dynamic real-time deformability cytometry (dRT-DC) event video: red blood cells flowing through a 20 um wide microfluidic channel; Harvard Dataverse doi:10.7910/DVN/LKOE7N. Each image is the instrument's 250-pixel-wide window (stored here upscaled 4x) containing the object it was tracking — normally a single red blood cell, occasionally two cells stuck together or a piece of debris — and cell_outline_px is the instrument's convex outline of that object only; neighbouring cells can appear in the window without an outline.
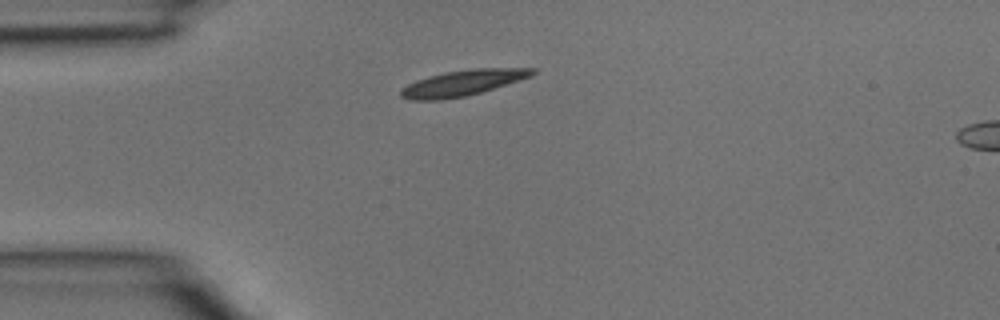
{"species": "common noctule bat (a hibernating species)", "species_latin": "Nyctalus noctula", "temperature_condition": "room temperature", "stored_images_in_passage": 2, "camera_frame_rate_fps": 3000, "um_per_image_px": 0.085, "animal": {"sex": "male", "body_mass_g": 15.6}, "frame": {"image": 1, "passage_image": 1, "time_ms": 0.0, "image_size_px": [1000, 320], "cell_outline_px": [[536, 72], [532, 76], [480, 92], [464, 96], [436, 100], [412, 100], [400, 96], [400, 92], [408, 84], [416, 80], [428, 76], [444, 72], [472, 68], [536, 68]], "centroid_in_image_um": [39.33, 7.03], "position_along_channel_um": 45.7, "area_um2": 19.48}}